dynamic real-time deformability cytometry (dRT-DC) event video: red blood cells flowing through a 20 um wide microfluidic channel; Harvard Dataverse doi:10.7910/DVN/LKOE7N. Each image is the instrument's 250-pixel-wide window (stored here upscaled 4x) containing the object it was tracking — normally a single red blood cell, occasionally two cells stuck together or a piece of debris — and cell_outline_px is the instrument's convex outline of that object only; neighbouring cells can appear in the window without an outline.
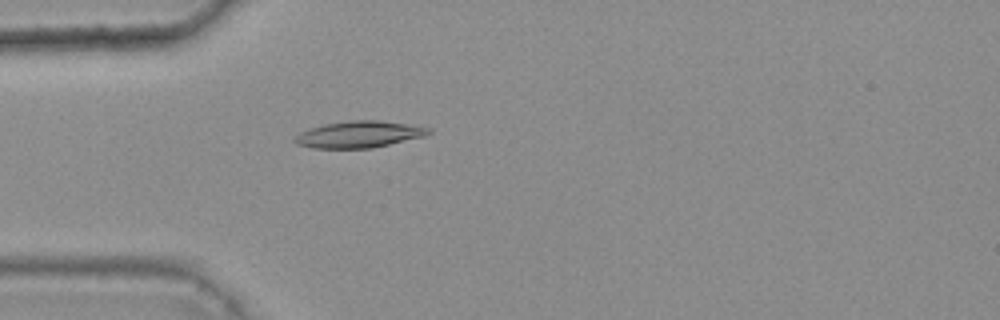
{"species": "common noctule bat (a hibernating species)", "species_latin": "Nyctalus noctula", "temperature_condition": "warm", "stored_images_in_passage": 26, "camera_frame_rate_fps": 3000, "um_per_image_px": 0.085, "animal": {"sex": "female", "body_mass_g": 25.1}, "frame": {"image": 1, "passage_image": 8, "time_ms": 2.333, "image_size_px": [1000, 320], "cell_outline_px": [[432, 132], [424, 136], [372, 148], [312, 148], [296, 144], [292, 140], [300, 132], [308, 128], [324, 124], [348, 120], [380, 120], [408, 124], [432, 128]], "centroid_in_image_um": [30.5, 11.41], "position_along_channel_um": 54.5, "area_um2": 20.87}}
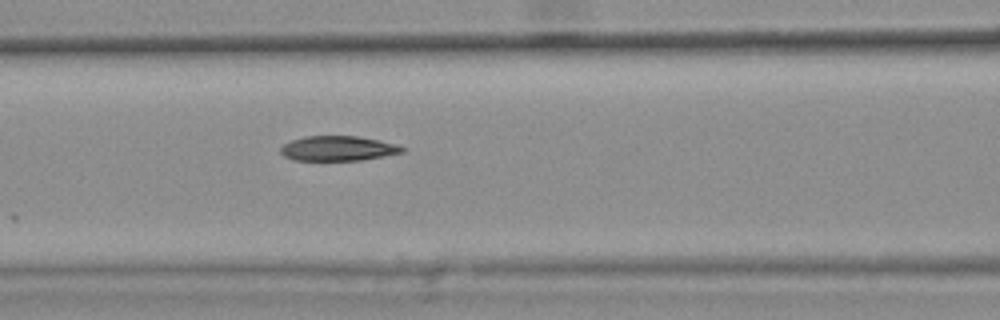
{"frame": {"image": 2, "passage_image": 15, "time_ms": 4.667, "image_size_px": [1000, 320], "cell_outline_px": [[404, 152], [384, 156], [360, 160], [292, 160], [284, 156], [280, 152], [280, 148], [284, 144], [292, 140], [304, 136], [356, 136], [380, 140], [396, 144], [404, 148]], "centroid_in_image_um": [28.72, 12.61], "position_along_channel_um": 137.9, "area_um2": 17.57}}
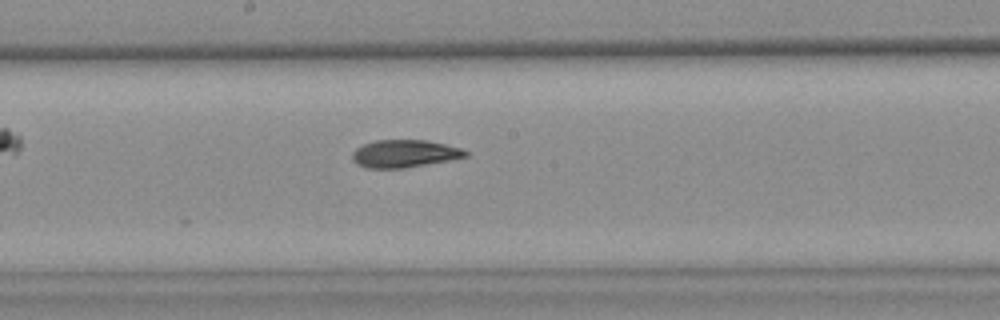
{"frame": {"image": 3, "passage_image": 21, "time_ms": 6.667, "image_size_px": [1000, 320], "cell_outline_px": [[468, 156], [448, 160], [404, 168], [368, 168], [356, 164], [352, 160], [352, 152], [356, 148], [372, 140], [424, 140], [444, 144], [460, 148], [468, 152]], "centroid_in_image_um": [34.32, 13.06], "position_along_channel_um": 213.9, "area_um2": 18.09}}